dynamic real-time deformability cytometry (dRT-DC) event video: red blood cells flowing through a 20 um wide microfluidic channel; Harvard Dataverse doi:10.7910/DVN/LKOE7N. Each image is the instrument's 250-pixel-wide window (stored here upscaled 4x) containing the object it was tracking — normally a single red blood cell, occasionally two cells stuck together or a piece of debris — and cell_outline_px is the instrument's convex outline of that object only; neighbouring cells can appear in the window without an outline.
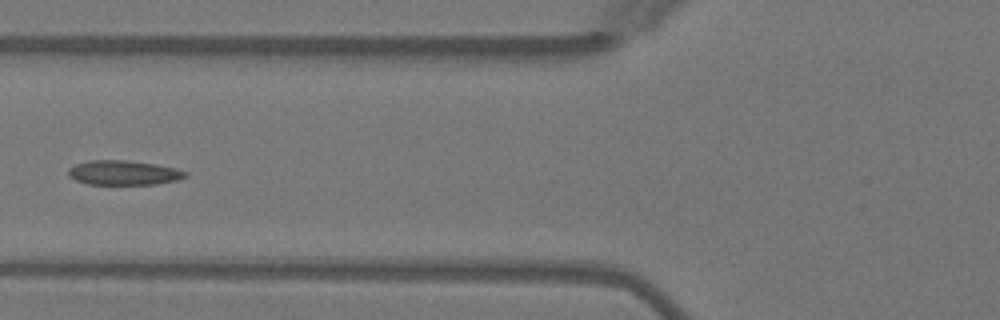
{"species": "Egyptian fruit bat (a non-hibernating species)", "species_latin": "Rousettus aegyptiacus", "temperature_condition": "warm", "stored_images_in_passage": 2, "camera_frame_rate_fps": 3000, "um_per_image_px": 0.085, "animal": {"sex": "female"}, "frame": {"image": 1, "passage_image": 2, "time_ms": 1.333, "image_size_px": [1000, 320], "cell_outline_px": [[188, 176], [176, 180], [156, 184], [88, 184], [76, 180], [68, 176], [68, 168], [76, 164], [88, 160], [128, 160], [156, 164], [176, 168], [188, 172]], "centroid_in_image_um": [10.51, 14.67], "position_along_channel_um": 115.3, "area_um2": 16.82}}